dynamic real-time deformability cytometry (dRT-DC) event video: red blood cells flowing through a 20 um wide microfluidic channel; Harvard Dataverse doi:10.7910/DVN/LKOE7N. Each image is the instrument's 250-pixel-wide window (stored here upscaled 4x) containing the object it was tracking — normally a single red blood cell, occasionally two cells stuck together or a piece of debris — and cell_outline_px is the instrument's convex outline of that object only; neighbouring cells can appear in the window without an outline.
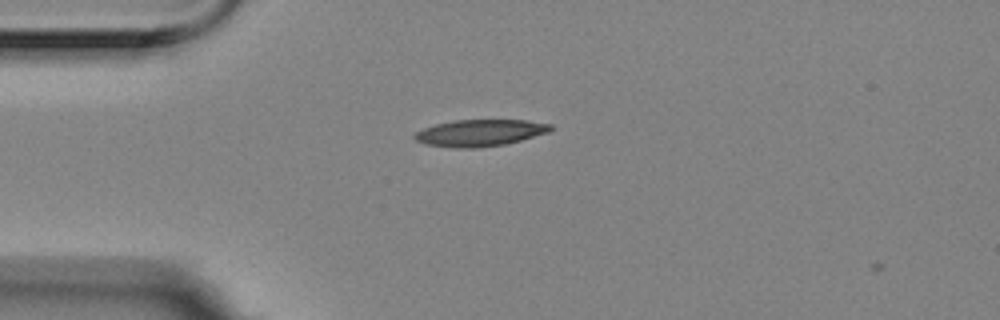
{"species": "Egyptian fruit bat (a non-hibernating species)", "species_latin": "Rousettus aegyptiacus", "temperature_condition": "room temperature", "stored_images_in_passage": 3, "camera_frame_rate_fps": 3000, "um_per_image_px": 0.085, "animal": {"sex": "female"}, "frame": {"image": 1, "passage_image": 1, "time_ms": 0.0, "image_size_px": [1000, 320], "cell_outline_px": [[556, 128], [548, 132], [520, 140], [504, 144], [480, 148], [456, 148], [424, 144], [416, 140], [412, 136], [416, 132], [424, 128], [436, 124], [452, 120], [528, 120], [552, 124]], "centroid_in_image_um": [40.8, 11.29], "position_along_channel_um": 44.2, "area_um2": 21.27}}
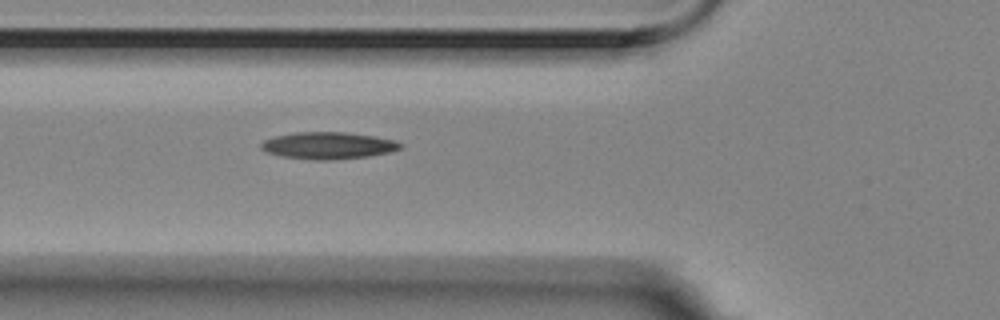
{"frame": {"image": 2, "passage_image": 3, "time_ms": 0.667, "image_size_px": [1000, 320], "cell_outline_px": [[404, 148], [392, 152], [368, 156], [332, 160], [316, 160], [280, 156], [268, 152], [260, 148], [260, 144], [264, 140], [276, 136], [296, 132], [344, 132], [376, 136], [396, 140], [404, 144]], "centroid_in_image_um": [27.97, 12.37], "position_along_channel_um": 97.8, "area_um2": 22.08}}